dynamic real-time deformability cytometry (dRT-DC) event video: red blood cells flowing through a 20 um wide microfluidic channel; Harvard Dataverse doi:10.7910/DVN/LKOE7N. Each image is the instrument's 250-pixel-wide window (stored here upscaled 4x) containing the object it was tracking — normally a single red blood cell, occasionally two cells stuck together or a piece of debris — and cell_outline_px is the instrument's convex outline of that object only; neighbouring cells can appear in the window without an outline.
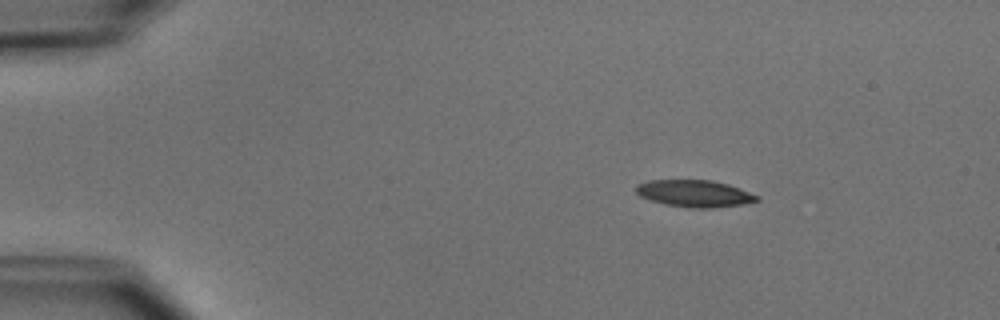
{"species": "common noctule bat (a hibernating species)", "species_latin": "Nyctalus noctula", "temperature_condition": "cold", "stored_images_in_passage": 4, "camera_frame_rate_fps": 3000, "um_per_image_px": 0.085, "animal": {"sex": "male", "body_mass_g": 15.6}, "frame": {"image": 1, "passage_image": 2, "time_ms": 1.333, "image_size_px": [1000, 320], "cell_outline_px": [[760, 200], [744, 204], [712, 208], [688, 208], [664, 204], [640, 196], [636, 192], [636, 184], [648, 180], [712, 180], [728, 184], [760, 196]], "centroid_in_image_um": [59.05, 16.45], "position_along_channel_um": 26.0, "area_um2": 19.07}}